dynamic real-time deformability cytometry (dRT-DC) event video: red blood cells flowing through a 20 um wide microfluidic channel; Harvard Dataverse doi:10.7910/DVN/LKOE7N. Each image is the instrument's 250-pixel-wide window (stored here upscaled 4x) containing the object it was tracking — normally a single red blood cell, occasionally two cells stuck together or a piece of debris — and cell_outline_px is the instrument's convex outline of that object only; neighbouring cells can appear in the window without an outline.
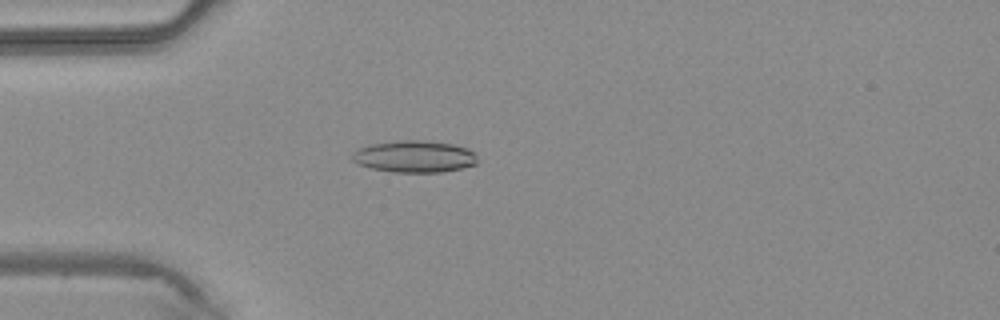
{"species": "common noctule bat (a hibernating species)", "species_latin": "Nyctalus noctula", "temperature_condition": "warm", "stored_images_in_passage": 43, "camera_frame_rate_fps": 3000, "um_per_image_px": 0.085, "animal": {"sex": "male", "body_mass_g": 20.4}, "frame": {"image": 1, "passage_image": 12, "time_ms": 3.667, "image_size_px": [1000, 320], "cell_outline_px": [[476, 164], [444, 172], [392, 172], [372, 168], [360, 164], [352, 160], [352, 152], [356, 148], [368, 144], [396, 140], [424, 140], [452, 144], [468, 148], [476, 152]], "centroid_in_image_um": [35.2, 13.29], "position_along_channel_um": 49.8, "area_um2": 23.47}}
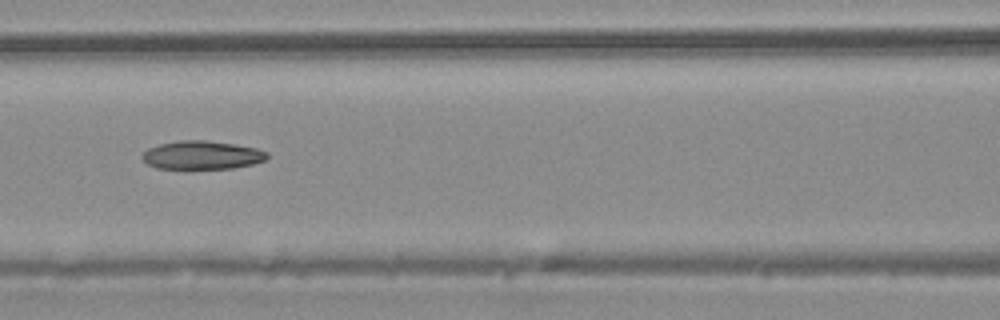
{"frame": {"image": 2, "passage_image": 19, "time_ms": 6.0, "image_size_px": [1000, 320], "cell_outline_px": [[268, 156], [264, 160], [252, 164], [232, 168], [188, 172], [156, 168], [148, 164], [140, 156], [148, 148], [160, 144], [180, 140], [204, 140], [232, 144], [256, 148], [268, 152]], "centroid_in_image_um": [17.11, 13.24], "position_along_channel_um": 149.5, "area_um2": 21.5}}
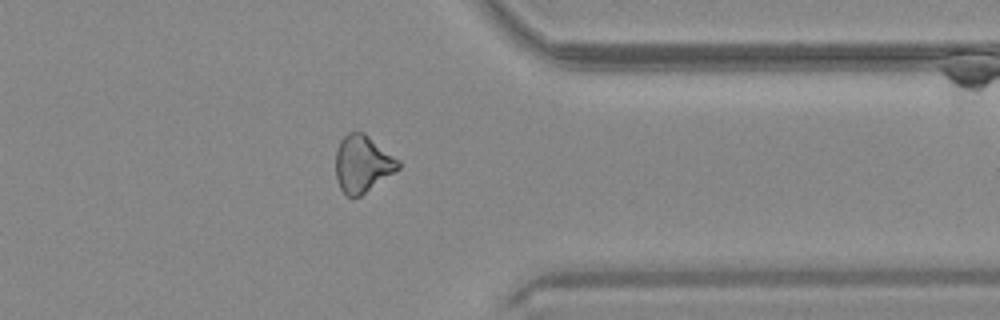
{"frame": {"image": 3, "passage_image": 34, "time_ms": 11.0, "image_size_px": [1000, 320], "cell_outline_px": [[400, 168], [360, 196], [348, 196], [340, 188], [336, 180], [336, 152], [340, 140], [348, 132], [364, 132], [400, 160]], "centroid_in_image_um": [30.81, 13.91], "position_along_channel_um": 380.6, "area_um2": 20.69}}